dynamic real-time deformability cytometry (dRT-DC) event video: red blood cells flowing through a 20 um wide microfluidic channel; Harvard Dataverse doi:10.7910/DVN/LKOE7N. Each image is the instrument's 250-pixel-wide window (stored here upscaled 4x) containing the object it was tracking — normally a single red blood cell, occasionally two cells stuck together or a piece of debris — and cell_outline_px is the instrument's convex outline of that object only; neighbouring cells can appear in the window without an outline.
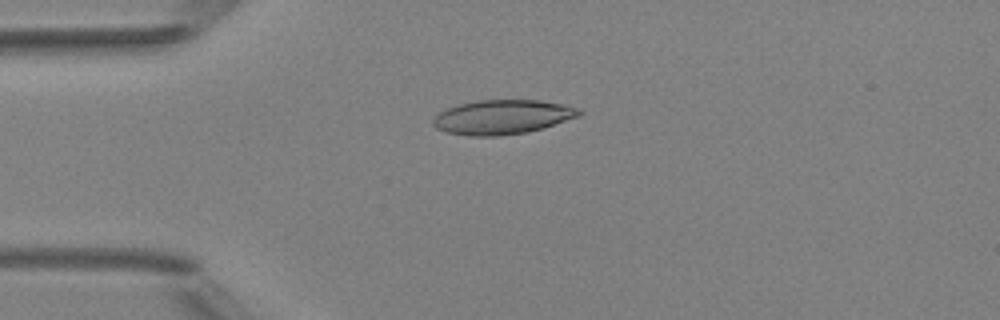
{"species": "Egyptian fruit bat (a non-hibernating species)", "species_latin": "Rousettus aegyptiacus", "temperature_condition": "room temperature", "stored_images_in_passage": 4, "camera_frame_rate_fps": 3000, "um_per_image_px": 0.085, "animal": {"sex": "female"}, "frame": {"image": 1, "passage_image": 1, "time_ms": 0.0, "image_size_px": [1000, 320], "cell_outline_px": [[584, 112], [580, 116], [544, 128], [528, 132], [496, 136], [468, 136], [444, 132], [436, 128], [432, 124], [432, 120], [440, 112], [448, 108], [460, 104], [476, 100], [540, 100], [564, 104], [580, 108]], "centroid_in_image_um": [42.74, 9.95], "position_along_channel_um": 42.3, "area_um2": 29.54}}
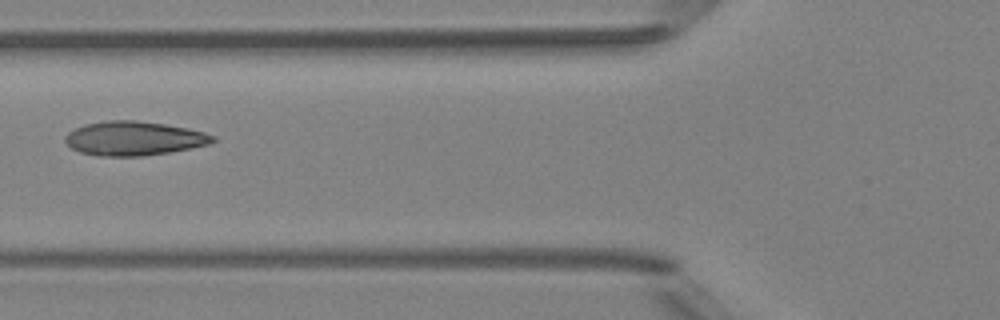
{"frame": {"image": 2, "passage_image": 3, "time_ms": 2.333, "image_size_px": [1000, 320], "cell_outline_px": [[216, 140], [208, 144], [168, 152], [144, 156], [100, 156], [80, 152], [72, 148], [64, 140], [64, 136], [68, 132], [84, 124], [108, 120], [136, 120], [164, 124], [188, 128], [204, 132], [216, 136]], "centroid_in_image_um": [11.36, 11.76], "position_along_channel_um": 114.4, "area_um2": 29.25}}
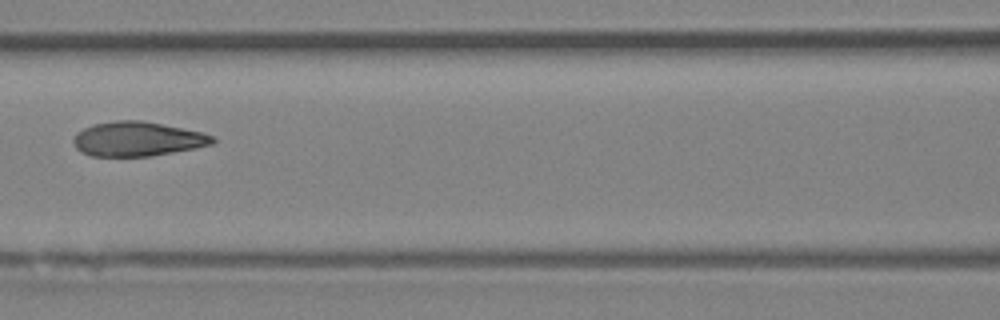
{"frame": {"image": 3, "passage_image": 4, "time_ms": 3.333, "image_size_px": [1000, 320], "cell_outline_px": [[216, 140], [212, 144], [196, 148], [152, 156], [92, 156], [80, 152], [76, 148], [72, 140], [76, 132], [92, 124], [116, 120], [144, 120], [204, 132], [216, 136]], "centroid_in_image_um": [11.7, 11.8], "position_along_channel_um": 154.9, "area_um2": 28.38}}